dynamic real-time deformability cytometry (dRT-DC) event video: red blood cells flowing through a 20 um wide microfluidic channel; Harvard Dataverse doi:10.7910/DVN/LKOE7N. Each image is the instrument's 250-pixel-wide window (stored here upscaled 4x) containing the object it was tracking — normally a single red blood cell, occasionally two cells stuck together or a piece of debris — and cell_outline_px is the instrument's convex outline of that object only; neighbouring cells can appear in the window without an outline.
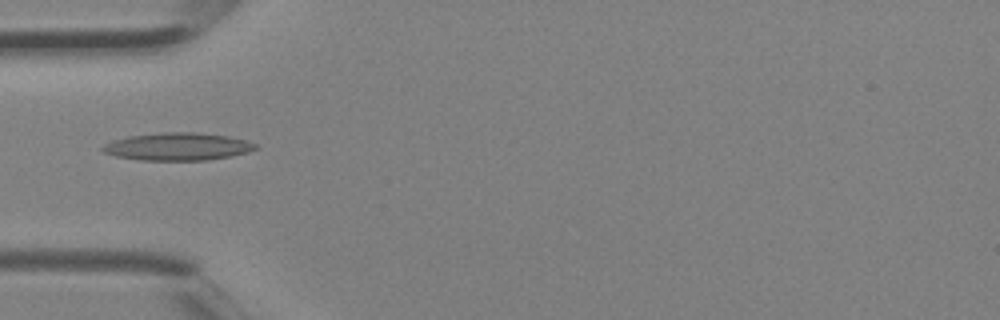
{"species": "Egyptian fruit bat (a non-hibernating species)", "species_latin": "Rousettus aegyptiacus", "temperature_condition": "room temperature", "stored_images_in_passage": 4, "camera_frame_rate_fps": 3000, "um_per_image_px": 0.085, "animal": {"sex": "female"}, "frame": {"image": 1, "passage_image": 4, "time_ms": 1.0, "image_size_px": [1000, 320], "cell_outline_px": [[256, 148], [248, 152], [232, 156], [208, 160], [140, 160], [116, 156], [104, 152], [100, 148], [104, 144], [112, 140], [128, 136], [164, 132], [196, 132], [228, 136], [244, 140], [256, 144]], "centroid_in_image_um": [15.08, 12.46], "position_along_channel_um": 69.9, "area_um2": 24.57}}